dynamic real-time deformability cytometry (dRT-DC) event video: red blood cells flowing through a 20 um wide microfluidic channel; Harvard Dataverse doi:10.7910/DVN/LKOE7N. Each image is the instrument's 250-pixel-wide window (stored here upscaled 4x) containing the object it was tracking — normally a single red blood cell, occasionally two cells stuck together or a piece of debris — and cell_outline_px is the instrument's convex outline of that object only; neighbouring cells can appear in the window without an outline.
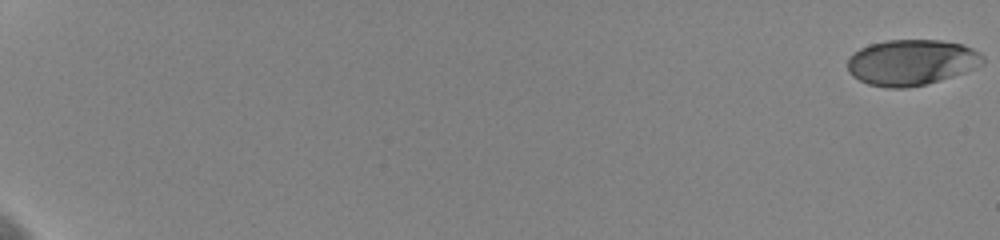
{"species": "human", "species_latin": "Homo sapiens", "temperature_condition": "cold", "stored_images_in_passage": 59, "camera_frame_rate_fps": 3000, "um_per_image_px": 0.085, "donor": {"sex": "female"}, "frame": {"image": 1, "passage_image": 1, "time_ms": 0.0, "image_size_px": [1000, 240], "cell_outline_px": [[984, 64], [976, 68], [940, 80], [924, 84], [904, 88], [884, 88], [868, 84], [852, 76], [848, 72], [848, 60], [860, 48], [872, 44], [888, 40], [940, 40], [960, 44], [972, 48], [980, 52], [984, 56]], "centroid_in_image_um": [77.5, 5.31], "position_along_channel_um": 7.5, "area_um2": 35.95}}
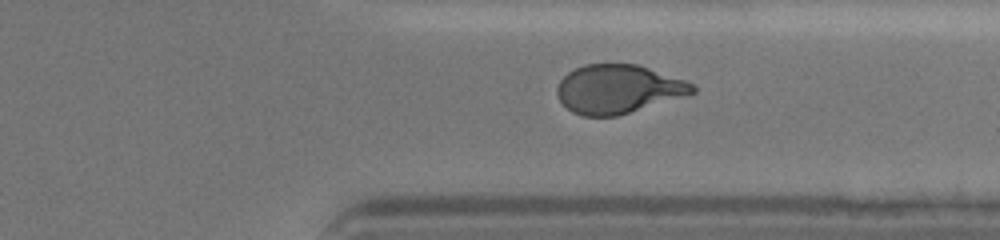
{"frame": {"image": 2, "passage_image": 49, "time_ms": 16.0, "image_size_px": [1000, 240], "cell_outline_px": [[696, 92], [688, 96], [616, 116], [584, 116], [572, 112], [556, 96], [556, 88], [560, 80], [568, 72], [584, 64], [636, 64], [684, 80], [692, 84], [696, 88]], "centroid_in_image_um": [52.54, 7.58], "position_along_channel_um": 358.9, "area_um2": 38.38}}
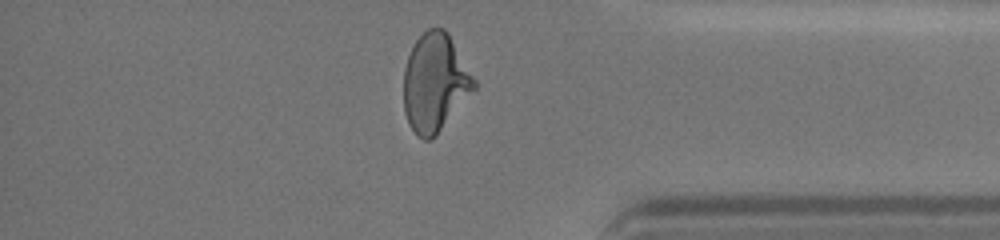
{"frame": {"image": 3, "passage_image": 53, "time_ms": 17.333, "image_size_px": [1000, 240], "cell_outline_px": [[476, 88], [436, 136], [432, 140], [424, 140], [416, 136], [408, 124], [404, 112], [404, 68], [408, 56], [416, 40], [428, 28], [444, 28], [448, 32], [476, 80]], "centroid_in_image_um": [36.97, 7.06], "position_along_channel_um": 398.2, "area_um2": 40.4}}